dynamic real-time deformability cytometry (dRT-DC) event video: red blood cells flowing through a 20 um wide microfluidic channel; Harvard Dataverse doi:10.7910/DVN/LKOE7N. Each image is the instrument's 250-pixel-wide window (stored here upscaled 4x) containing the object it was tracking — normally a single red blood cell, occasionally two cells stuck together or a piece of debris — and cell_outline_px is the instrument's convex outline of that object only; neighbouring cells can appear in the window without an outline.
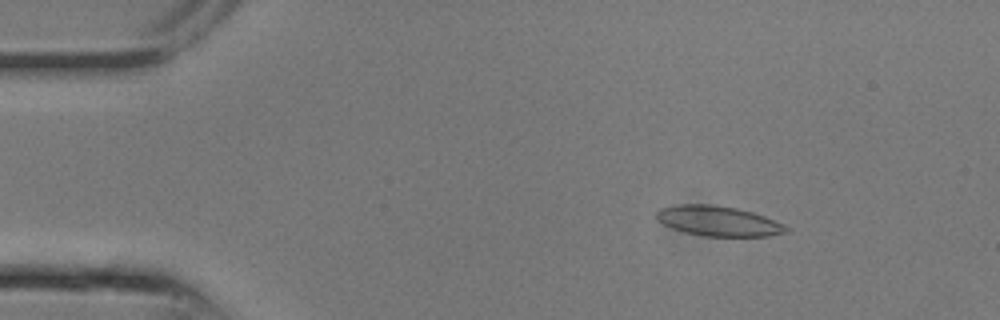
{"species": "common noctule bat (a hibernating species)", "species_latin": "Nyctalus noctula", "temperature_condition": "room temperature", "stored_images_in_passage": 9, "camera_frame_rate_fps": 3000, "um_per_image_px": 0.085, "animal": {"sex": "male", "body_mass_g": 13.3}, "frame": {"image": 1, "passage_image": 4, "time_ms": 1.0, "image_size_px": [1000, 320], "cell_outline_px": [[788, 232], [768, 236], [704, 236], [672, 228], [656, 220], [656, 212], [660, 208], [680, 204], [708, 204], [736, 208], [752, 212], [764, 216], [784, 224], [788, 228]], "centroid_in_image_um": [61.05, 18.78], "position_along_channel_um": 23.9, "area_um2": 22.54}}
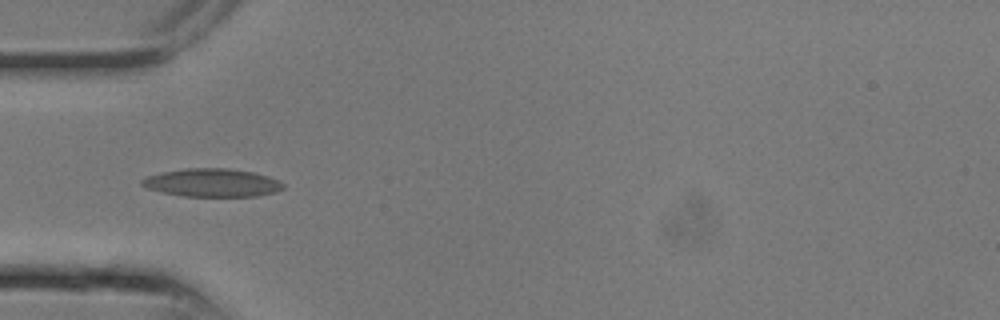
{"frame": {"image": 2, "passage_image": 8, "time_ms": 2.333, "image_size_px": [1000, 320], "cell_outline_px": [[284, 188], [276, 192], [256, 196], [184, 196], [164, 192], [148, 188], [140, 184], [140, 180], [148, 176], [160, 172], [184, 168], [228, 168], [252, 172], [268, 176], [280, 180], [284, 184]], "centroid_in_image_um": [18.05, 15.52], "position_along_channel_um": 66.9, "area_um2": 23.18}}